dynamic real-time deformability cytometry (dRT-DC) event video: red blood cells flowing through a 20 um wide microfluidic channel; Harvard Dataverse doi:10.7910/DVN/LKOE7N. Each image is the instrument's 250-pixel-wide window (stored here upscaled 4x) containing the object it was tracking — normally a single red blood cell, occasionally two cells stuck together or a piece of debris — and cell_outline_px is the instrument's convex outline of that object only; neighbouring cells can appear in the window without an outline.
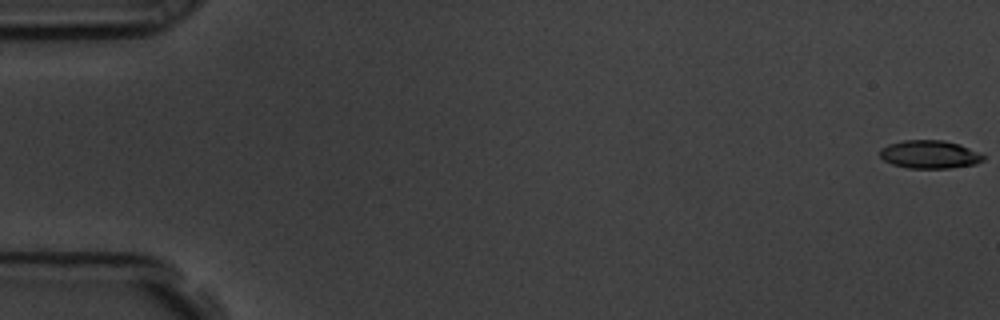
{"species": "common noctule bat (a hibernating species)", "species_latin": "Nyctalus noctula", "temperature_condition": "room temperature", "stored_images_in_passage": 12, "camera_frame_rate_fps": 3000, "um_per_image_px": 0.085, "animal": {"sex": "male", "body_mass_g": 19.5, "forearm_length_mm": 54.6}, "frame": {"image": 1, "passage_image": 1, "time_ms": 0.0, "image_size_px": [1000, 320], "cell_outline_px": [[984, 160], [976, 164], [952, 168], [908, 168], [892, 164], [884, 160], [880, 156], [880, 148], [888, 144], [904, 140], [944, 140], [960, 144], [984, 156]], "centroid_in_image_um": [79.0, 13.12], "position_along_channel_um": 6.0, "area_um2": 16.94}}